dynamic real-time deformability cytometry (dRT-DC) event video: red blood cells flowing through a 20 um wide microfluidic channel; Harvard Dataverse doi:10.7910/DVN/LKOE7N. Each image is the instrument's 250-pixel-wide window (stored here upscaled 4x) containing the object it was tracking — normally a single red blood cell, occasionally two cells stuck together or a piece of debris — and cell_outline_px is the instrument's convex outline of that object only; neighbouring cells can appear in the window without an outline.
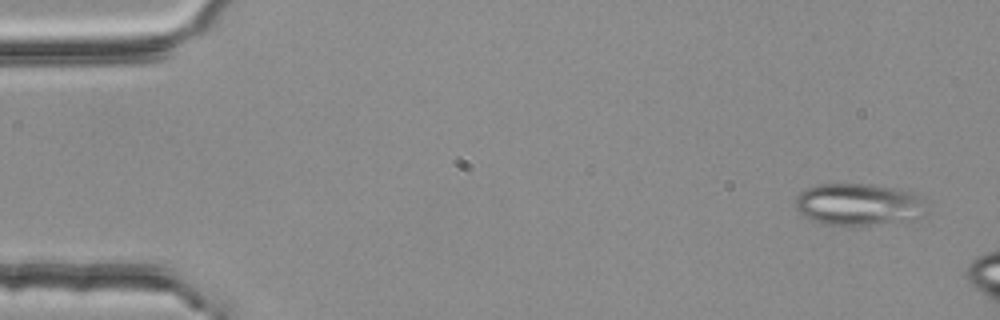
{"species": "common noctule bat (a hibernating species)", "species_latin": "Nyctalus noctula", "temperature_condition": "room temperature", "stored_images_in_passage": 2, "camera_frame_rate_fps": 3000, "um_per_image_px": 0.085, "animal": {"sex": "female", "body_mass_g": 25.1}, "frame": {"image": 1, "passage_image": 1, "time_ms": 0.0, "image_size_px": [1000, 320], "cell_outline_px": [[932, 212], [924, 216], [900, 220], [872, 224], [824, 224], [800, 216], [796, 208], [796, 196], [804, 188], [816, 184], [868, 184], [892, 188], [908, 192], [920, 196], [924, 200]], "centroid_in_image_um": [72.96, 17.36], "position_along_channel_um": 12.0, "area_um2": 32.02}}